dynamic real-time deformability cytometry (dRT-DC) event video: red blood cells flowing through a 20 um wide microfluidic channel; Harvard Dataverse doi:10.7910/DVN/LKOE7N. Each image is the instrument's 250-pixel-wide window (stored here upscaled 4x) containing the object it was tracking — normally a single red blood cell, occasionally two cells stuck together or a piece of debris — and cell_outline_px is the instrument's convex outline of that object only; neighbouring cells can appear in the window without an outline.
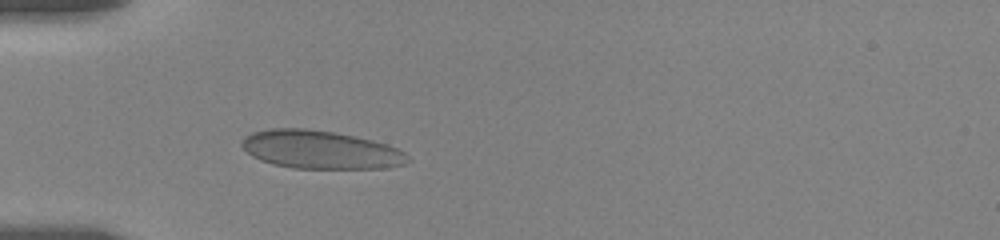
{"species": "human", "species_latin": "Homo sapiens", "temperature_condition": "room temperature", "stored_images_in_passage": 49, "camera_frame_rate_fps": 3000, "um_per_image_px": 0.085, "donor": {"sex": "female"}, "frame": {"image": 1, "passage_image": 5, "time_ms": 2.0, "image_size_px": [1000, 240], "cell_outline_px": [[412, 160], [404, 164], [384, 168], [292, 168], [272, 164], [260, 160], [252, 156], [240, 144], [244, 136], [252, 132], [272, 128], [304, 128], [336, 132], [372, 140], [388, 144], [404, 152]], "centroid_in_image_um": [27.23, 12.72], "position_along_channel_um": 57.8, "area_um2": 37.05}}
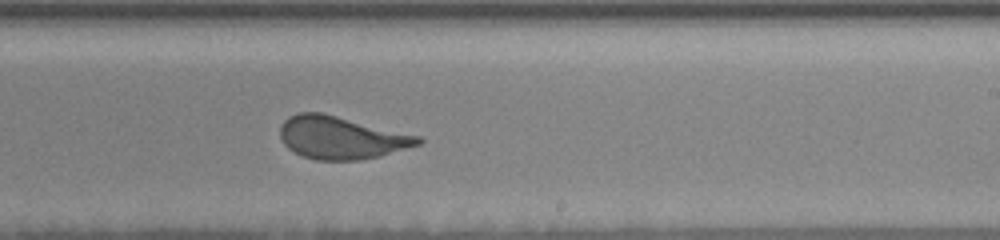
{"frame": {"image": 2, "passage_image": 21, "time_ms": 8.0, "image_size_px": [1000, 240], "cell_outline_px": [[424, 140], [420, 144], [380, 156], [356, 160], [316, 160], [304, 156], [288, 148], [284, 144], [280, 136], [280, 124], [288, 116], [296, 112], [320, 112], [420, 136]], "centroid_in_image_um": [28.97, 11.69], "position_along_channel_um": 260.0, "area_um2": 34.1}}
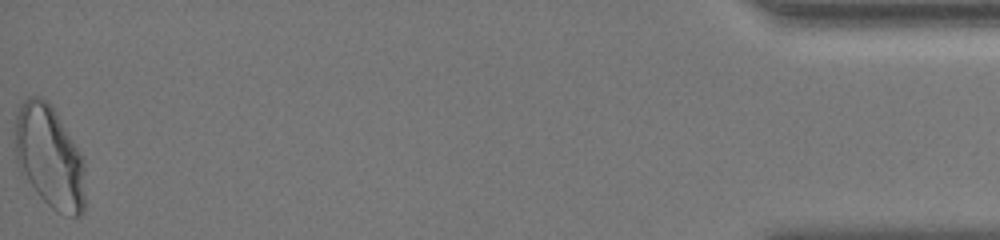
{"frame": {"image": 3, "passage_image": 49, "time_ms": 15.333, "image_size_px": [1000, 240], "cell_outline_px": [[84, 212], [80, 216], [72, 216], [56, 212], [40, 196], [20, 172], [16, 160], [16, 116], [20, 104], [28, 96], [40, 96], [52, 108], [80, 152], [84, 160]], "centroid_in_image_um": [4.21, 13.37], "position_along_channel_um": 431.0, "area_um2": 41.44}, "authors_computed_cell_mechanics": {"area_um2": 34.7956, "velocity_mm_per_s": 3.4943, "shape_relaxation_time_tau1_ms": 6.2479, "shape_relaxation_time_tau2_ms": null, "deformation_change_tau1": 0.1463, "deformation_change_tau2": null}}